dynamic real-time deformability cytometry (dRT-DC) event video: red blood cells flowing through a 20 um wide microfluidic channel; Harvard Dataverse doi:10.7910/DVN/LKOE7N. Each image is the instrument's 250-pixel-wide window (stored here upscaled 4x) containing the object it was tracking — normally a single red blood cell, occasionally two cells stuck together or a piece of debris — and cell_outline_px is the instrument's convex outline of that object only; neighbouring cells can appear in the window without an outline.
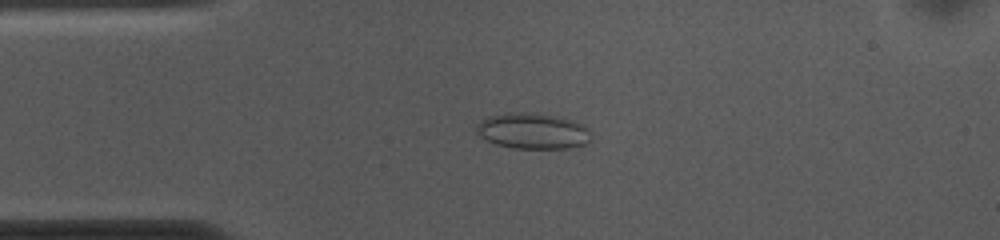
{"species": "common noctule bat (a hibernating species)", "species_latin": "Nyctalus noctula", "temperature_condition": "cold", "stored_images_in_passage": 53, "camera_frame_rate_fps": 3000, "um_per_image_px": 0.085, "animal": {"sex": "female", "body_mass_g": 10.0, "forearm_length_mm": 53.1}, "frame": {"image": 1, "passage_image": 11, "time_ms": 3.333, "image_size_px": [1000, 240], "cell_outline_px": [[592, 140], [588, 144], [568, 148], [512, 148], [496, 144], [480, 136], [476, 132], [476, 124], [480, 120], [488, 116], [508, 112], [524, 112], [552, 116], [584, 124], [588, 128], [592, 136]], "centroid_in_image_um": [45.29, 11.14], "position_along_channel_um": 39.7, "area_um2": 23.99}}
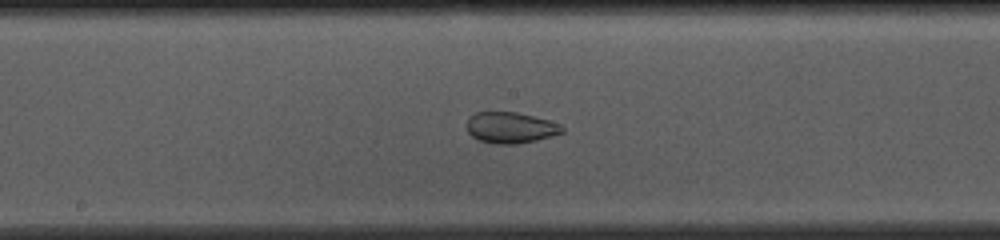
{"frame": {"image": 2, "passage_image": 26, "time_ms": 8.333, "image_size_px": [1000, 240], "cell_outline_px": [[564, 132], [552, 136], [536, 140], [516, 144], [492, 144], [480, 140], [472, 136], [468, 132], [468, 120], [476, 112], [516, 112], [548, 120], [560, 124], [564, 128]], "centroid_in_image_um": [43.42, 10.86], "position_along_channel_um": 204.8, "area_um2": 17.11}}
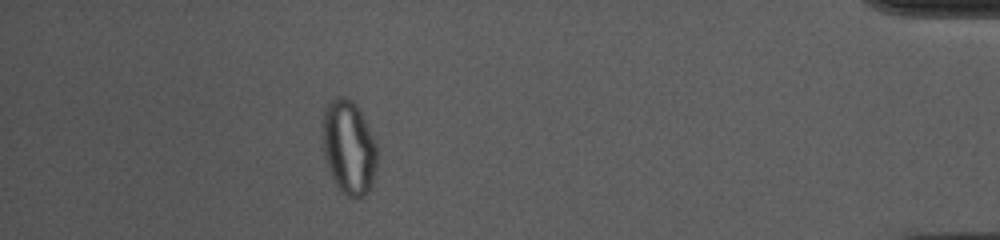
{"frame": {"image": 3, "passage_image": 47, "time_ms": 15.333, "image_size_px": [1000, 240], "cell_outline_px": [[376, 168], [372, 184], [368, 192], [360, 200], [348, 196], [336, 188], [332, 180], [324, 160], [320, 140], [320, 132], [324, 104], [336, 96], [348, 96], [360, 108], [376, 140]], "centroid_in_image_um": [29.59, 12.49], "position_along_channel_um": 405.6, "area_um2": 31.56}, "authors_computed_cell_mechanics": {"area_um2": 24.9118, "velocity_mm_per_s": 3.6555, "shape_relaxation_time_tau1_ms": null, "shape_relaxation_time_tau2_ms": 1.3541, "deformation_change_tau1": null, "deformation_change_tau2": 0.0616}}